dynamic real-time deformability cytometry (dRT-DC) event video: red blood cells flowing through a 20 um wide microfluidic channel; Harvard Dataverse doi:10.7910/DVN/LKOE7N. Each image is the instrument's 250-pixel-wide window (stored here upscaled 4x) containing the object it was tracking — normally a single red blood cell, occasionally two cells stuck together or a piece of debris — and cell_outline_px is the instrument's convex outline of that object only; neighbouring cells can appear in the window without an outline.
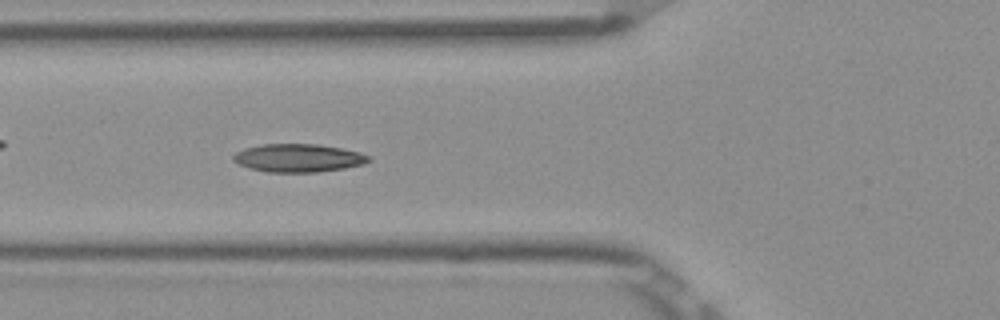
{"species": "Egyptian fruit bat (a non-hibernating species)", "species_latin": "Rousettus aegyptiacus", "temperature_condition": "room temperature", "stored_images_in_passage": 52, "camera_frame_rate_fps": 3000, "um_per_image_px": 0.085, "frame": {"image": 1, "passage_image": 19, "time_ms": 6.0, "image_size_px": [1000, 320], "cell_outline_px": [[372, 160], [364, 164], [344, 168], [316, 172], [268, 172], [248, 168], [232, 160], [232, 156], [236, 152], [244, 148], [260, 144], [316, 144], [340, 148], [360, 152], [368, 156]], "centroid_in_image_um": [25.33, 13.43], "position_along_channel_um": 100.5, "area_um2": 22.2}}
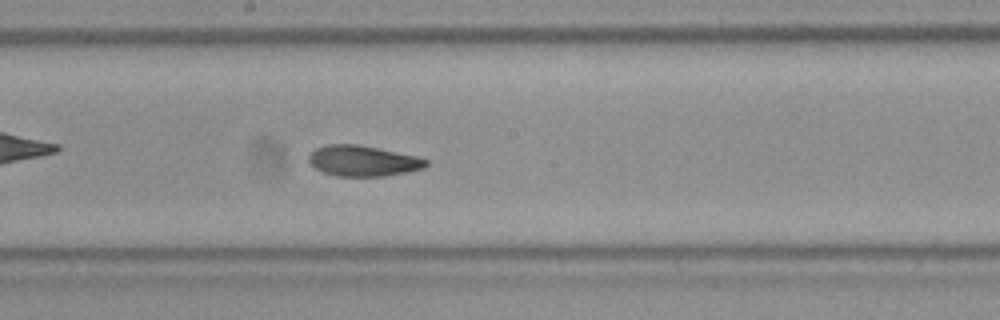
{"frame": {"image": 2, "passage_image": 28, "time_ms": 9.0, "image_size_px": [1000, 320], "cell_outline_px": [[428, 164], [424, 168], [384, 176], [336, 176], [324, 172], [316, 168], [308, 160], [308, 156], [316, 148], [328, 144], [356, 144], [416, 156], [428, 160]], "centroid_in_image_um": [30.84, 13.67], "position_along_channel_um": 217.4, "area_um2": 20.63}}
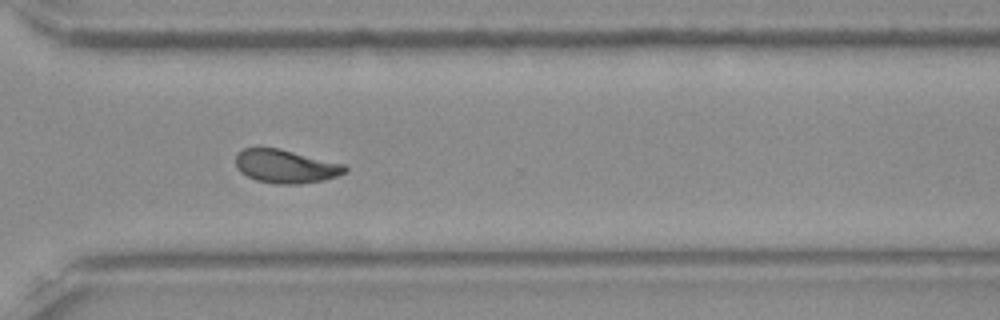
{"frame": {"image": 3, "passage_image": 38, "time_ms": 12.333, "image_size_px": [1000, 320], "cell_outline_px": [[348, 172], [324, 180], [300, 184], [276, 184], [256, 180], [240, 172], [236, 168], [236, 156], [244, 148], [280, 148], [344, 164], [348, 168]], "centroid_in_image_um": [24.31, 14.14], "position_along_channel_um": 346.3, "area_um2": 21.33}}